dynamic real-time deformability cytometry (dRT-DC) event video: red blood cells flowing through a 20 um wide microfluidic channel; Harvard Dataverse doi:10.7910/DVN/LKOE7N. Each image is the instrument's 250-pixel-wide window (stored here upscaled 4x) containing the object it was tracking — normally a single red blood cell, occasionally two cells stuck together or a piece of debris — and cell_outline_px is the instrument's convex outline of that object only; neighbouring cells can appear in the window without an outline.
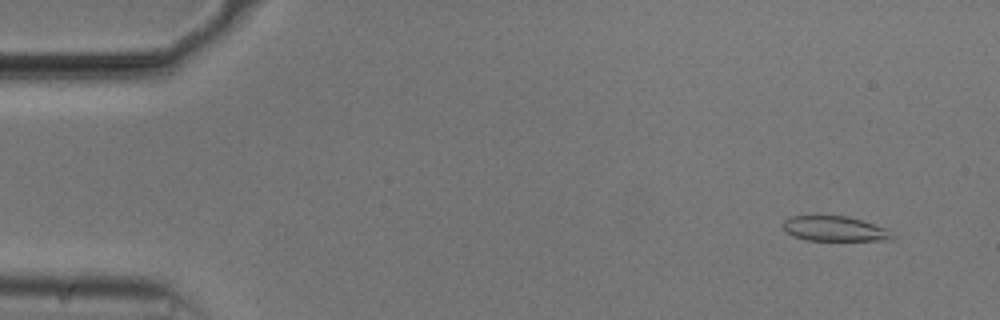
{"species": "common noctule bat (a hibernating species)", "species_latin": "Nyctalus noctula", "temperature_condition": "cold", "stored_images_in_passage": 51, "camera_frame_rate_fps": 3000, "um_per_image_px": 0.085, "animal": {"sex": "male", "body_mass_g": 20.5, "forearm_length_mm": 52.5}, "frame": {"image": 1, "passage_image": 1, "time_ms": 0.0, "image_size_px": [1000, 320], "cell_outline_px": [[896, 236], [892, 240], [808, 240], [792, 236], [784, 228], [784, 220], [792, 216], [848, 216], [888, 228], [896, 232]], "centroid_in_image_um": [71.05, 19.45], "position_along_channel_um": 13.9, "area_um2": 16.01}}
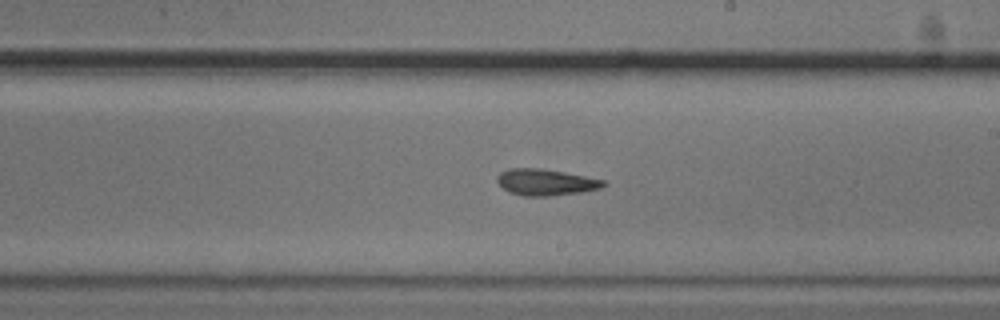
{"frame": {"image": 2, "passage_image": 28, "time_ms": 9.0, "image_size_px": [1000, 320], "cell_outline_px": [[608, 184], [600, 188], [580, 192], [552, 196], [524, 196], [508, 192], [496, 180], [496, 176], [500, 172], [508, 168], [540, 168], [564, 172], [604, 180]], "centroid_in_image_um": [46.36, 15.49], "position_along_channel_um": 242.6, "area_um2": 16.36}}
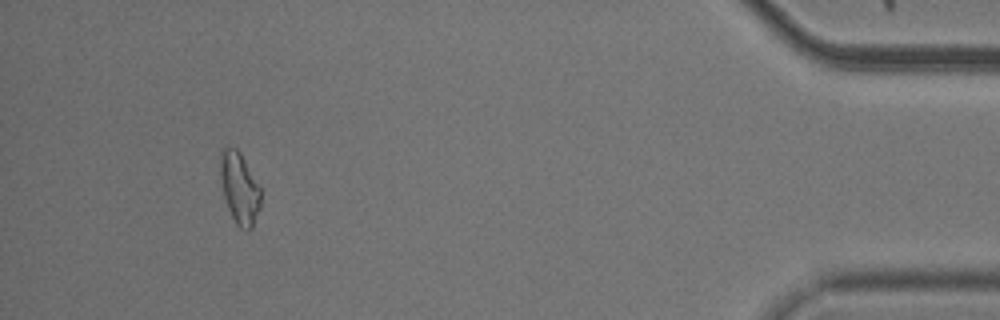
{"frame": {"image": 3, "passage_image": 47, "time_ms": 15.333, "image_size_px": [1000, 320], "cell_outline_px": [[260, 208], [252, 228], [248, 232], [240, 228], [236, 224], [228, 208], [224, 196], [220, 172], [220, 152], [224, 144], [236, 148], [240, 152], [260, 188]], "centroid_in_image_um": [20.34, 15.98], "position_along_channel_um": 414.9, "area_um2": 16.88}, "authors_computed_cell_mechanics": {"area_um2": 16.3574, "velocity_mm_per_s": 3.7402, "shape_relaxation_time_tau1_ms": 3.8744, "shape_relaxation_time_tau2_ms": 6.5784, "deformation_change_tau1": 0.1377, "deformation_change_tau2": 0.1823}}